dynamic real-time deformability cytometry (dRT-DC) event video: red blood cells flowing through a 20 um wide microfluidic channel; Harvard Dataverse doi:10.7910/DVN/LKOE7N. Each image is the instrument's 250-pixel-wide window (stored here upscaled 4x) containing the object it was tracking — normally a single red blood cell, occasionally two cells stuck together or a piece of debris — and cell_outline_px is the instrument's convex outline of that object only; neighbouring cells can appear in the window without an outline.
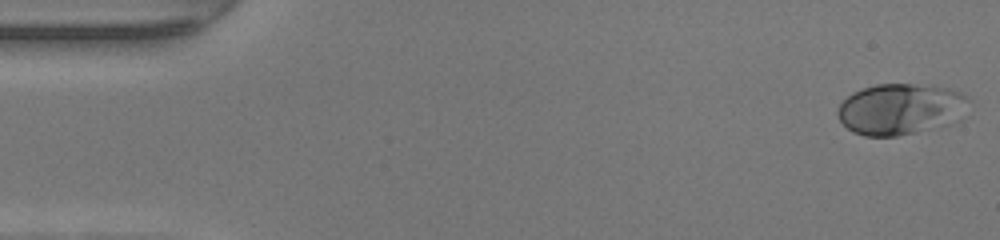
{"species": "human", "species_latin": "Homo sapiens", "temperature_condition": "warm", "stored_images_in_passage": 47, "camera_frame_rate_fps": 3000, "um_per_image_px": 0.085, "donor": {"sex": "female"}, "frame": {"image": 1, "passage_image": 1, "time_ms": 0.0, "image_size_px": [1000, 240], "cell_outline_px": [[968, 96], [948, 124], [916, 132], [896, 136], [864, 136], [852, 132], [840, 120], [836, 112], [840, 104], [852, 92], [876, 84], [932, 84], [948, 88], [960, 92]], "centroid_in_image_um": [76.41, 9.25], "position_along_channel_um": 8.6, "area_um2": 38.15}}
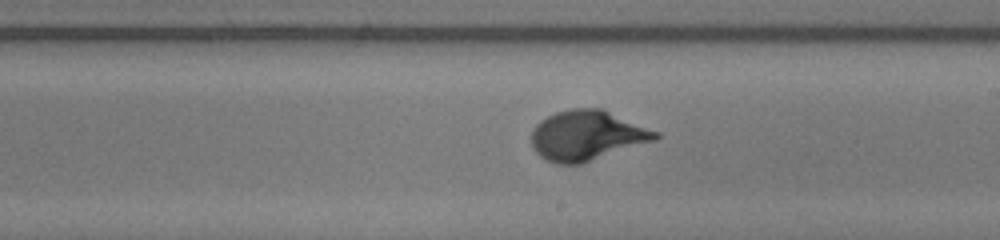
{"frame": {"image": 2, "passage_image": 27, "time_ms": 8.667, "image_size_px": [1000, 240], "cell_outline_px": [[660, 136], [656, 140], [580, 164], [556, 164], [540, 156], [532, 148], [532, 128], [540, 120], [556, 112], [572, 108], [604, 108], [660, 132]], "centroid_in_image_um": [49.91, 11.5], "position_along_channel_um": 239.1, "area_um2": 36.36}}
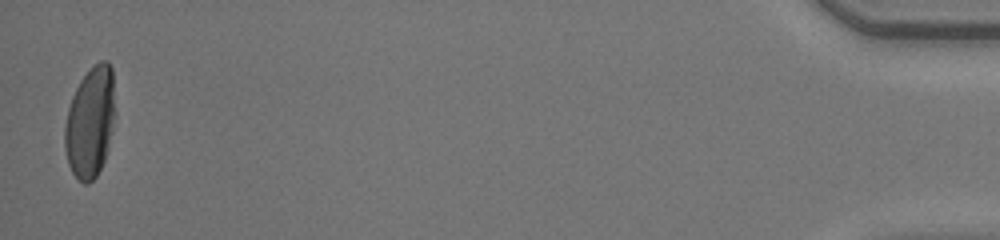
{"frame": {"image": 3, "passage_image": 47, "time_ms": 15.333, "image_size_px": [1000, 240], "cell_outline_px": [[116, 116], [108, 148], [104, 160], [96, 176], [88, 184], [84, 184], [72, 172], [68, 164], [64, 148], [64, 124], [68, 108], [72, 96], [80, 80], [100, 60], [108, 60], [112, 68]], "centroid_in_image_um": [7.68, 10.38], "position_along_channel_um": 427.5, "area_um2": 32.83}, "authors_computed_cell_mechanics": {"area_um2": 34.8534, "velocity_mm_per_s": 4.2995, "shape_relaxation_time_tau1_ms": 3.0148, "shape_relaxation_time_tau2_ms": null, "deformation_change_tau1": 0.1918, "deformation_change_tau2": null}}